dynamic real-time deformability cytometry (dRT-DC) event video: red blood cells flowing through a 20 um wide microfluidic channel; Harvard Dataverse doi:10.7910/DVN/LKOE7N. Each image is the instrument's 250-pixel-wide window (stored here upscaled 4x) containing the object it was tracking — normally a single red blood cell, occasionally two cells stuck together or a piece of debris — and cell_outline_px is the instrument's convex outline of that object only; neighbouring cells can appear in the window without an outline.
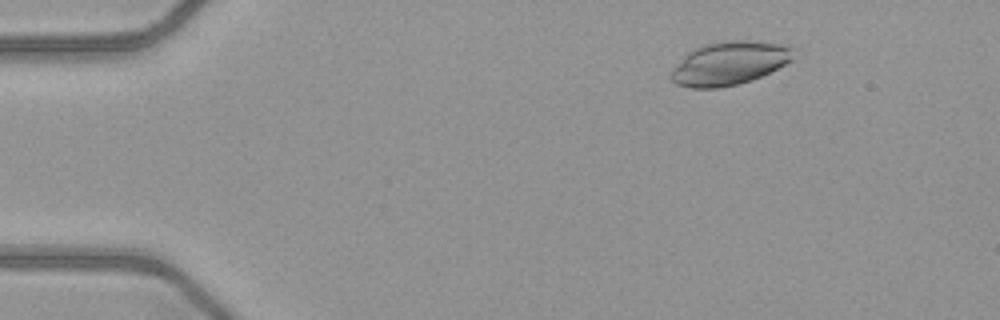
{"species": "common noctule bat (a hibernating species)", "species_latin": "Nyctalus noctula", "temperature_condition": "warm", "stored_images_in_passage": 52, "camera_frame_rate_fps": 3000, "um_per_image_px": 0.085, "animal": {"sex": "female", "body_mass_g": 21.9}, "frame": {"image": 1, "passage_image": 8, "time_ms": 2.333, "image_size_px": [1000, 320], "cell_outline_px": [[796, 48], [792, 60], [752, 80], [720, 88], [692, 88], [676, 84], [668, 76], [672, 68], [692, 48], [704, 44], [724, 40], [744, 40], [788, 44]], "centroid_in_image_um": [61.98, 5.36], "position_along_channel_um": 23.0, "area_um2": 31.27}}
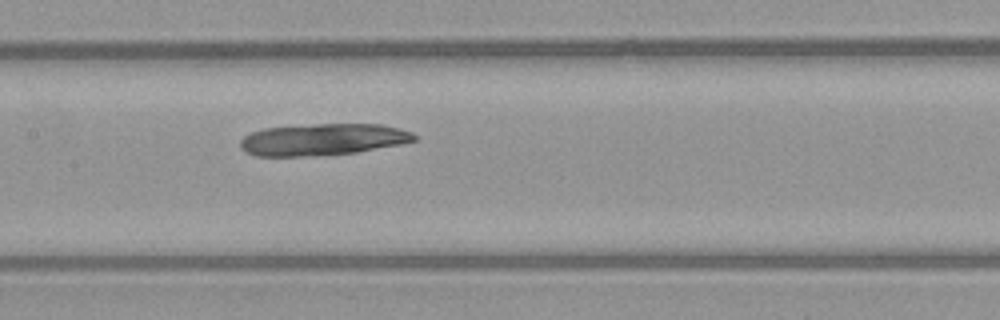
{"frame": {"image": 2, "passage_image": 26, "time_ms": 8.333, "image_size_px": [1000, 320], "cell_outline_px": [[416, 140], [400, 144], [356, 152], [304, 156], [256, 156], [240, 148], [240, 140], [244, 136], [252, 132], [264, 128], [316, 124], [380, 124], [412, 132], [416, 136]], "centroid_in_image_um": [27.41, 11.85], "position_along_channel_um": 180.0, "area_um2": 31.85}}
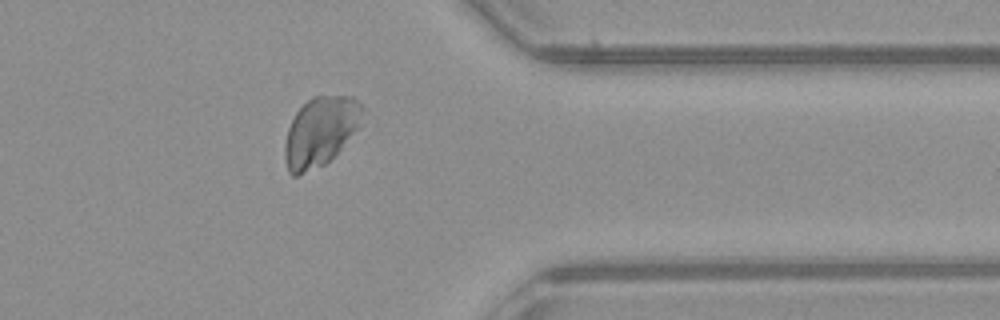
{"frame": {"image": 3, "passage_image": 42, "time_ms": 13.667, "image_size_px": [1000, 320], "cell_outline_px": [[364, 108], [360, 128], [324, 164], [296, 176], [292, 176], [288, 172], [284, 160], [284, 144], [288, 128], [296, 112], [312, 96], [352, 96]], "centroid_in_image_um": [27.22, 11.17], "position_along_channel_um": 384.2, "area_um2": 31.21}}